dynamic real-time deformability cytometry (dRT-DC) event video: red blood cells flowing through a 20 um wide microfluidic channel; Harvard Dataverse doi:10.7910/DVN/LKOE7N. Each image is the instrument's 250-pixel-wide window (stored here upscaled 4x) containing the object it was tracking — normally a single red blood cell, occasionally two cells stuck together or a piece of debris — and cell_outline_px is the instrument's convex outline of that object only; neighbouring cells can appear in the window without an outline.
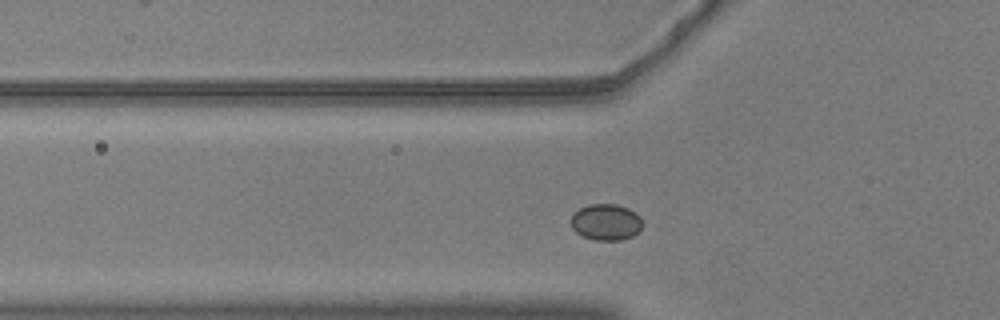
{"species": "common noctule bat (a hibernating species)", "species_latin": "Nyctalus noctula", "temperature_condition": "warm", "stored_images_in_passage": 49, "camera_frame_rate_fps": 3000, "um_per_image_px": 0.085, "animal": {"sex": "male", "body_mass_g": 20.5, "forearm_length_mm": 52.5}, "frame": {"image": 1, "passage_image": 11, "time_ms": 3.333, "image_size_px": [1000, 320], "cell_outline_px": [[644, 224], [640, 232], [632, 236], [620, 240], [596, 240], [584, 236], [576, 232], [572, 228], [572, 212], [588, 204], [616, 204], [628, 208], [640, 216]], "centroid_in_image_um": [51.54, 18.87], "position_along_channel_um": 74.3, "area_um2": 15.26}}
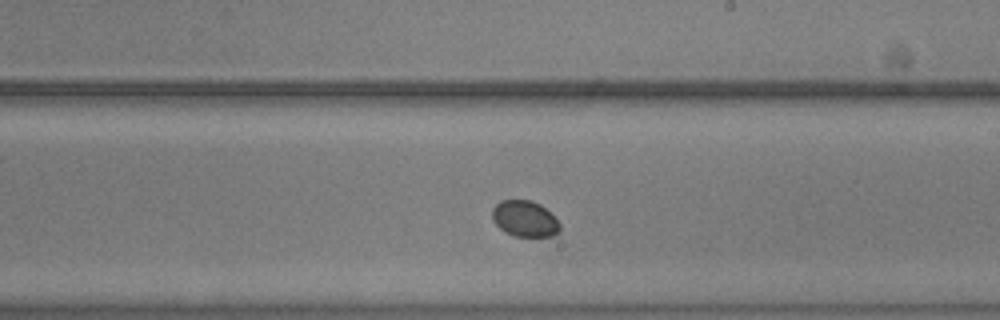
{"frame": {"image": 2, "passage_image": 25, "time_ms": 8.0, "image_size_px": [1000, 320], "cell_outline_px": [[560, 232], [552, 236], [512, 236], [504, 232], [492, 220], [492, 208], [500, 200], [532, 200], [540, 204], [560, 224]], "centroid_in_image_um": [44.57, 18.59], "position_along_channel_um": 244.4, "area_um2": 14.22}}
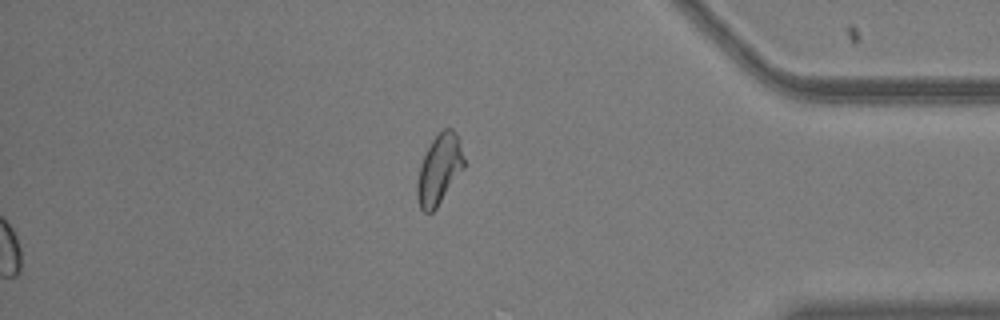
{"frame": {"image": 3, "passage_image": 49, "time_ms": 16.0, "image_size_px": [1000, 320], "cell_outline_px": [[464, 168], [436, 208], [432, 212], [424, 212], [420, 208], [416, 196], [416, 184], [420, 164], [432, 140], [444, 128], [452, 128], [456, 132], [464, 160]], "centroid_in_image_um": [37.31, 14.42], "position_along_channel_um": 397.9, "area_um2": 18.84}}